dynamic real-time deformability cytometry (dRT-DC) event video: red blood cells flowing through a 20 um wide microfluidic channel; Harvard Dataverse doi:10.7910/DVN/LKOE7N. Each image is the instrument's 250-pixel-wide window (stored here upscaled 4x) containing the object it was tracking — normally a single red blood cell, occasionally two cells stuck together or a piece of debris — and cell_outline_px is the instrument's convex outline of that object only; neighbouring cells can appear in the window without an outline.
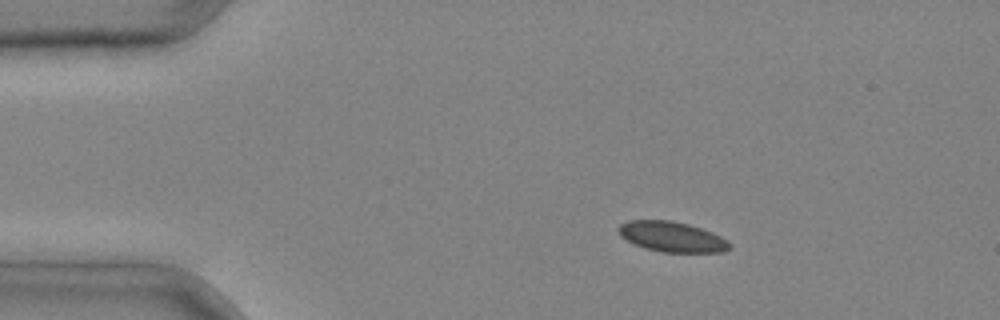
{"species": "common noctule bat (a hibernating species)", "species_latin": "Nyctalus noctula", "temperature_condition": "cold", "stored_images_in_passage": 2, "camera_frame_rate_fps": 3000, "um_per_image_px": 0.085, "animal": {"sex": "male", "body_mass_g": 20.4}, "frame": {"image": 1, "passage_image": 1, "time_ms": 0.0, "image_size_px": [1000, 320], "cell_outline_px": [[732, 248], [724, 252], [664, 252], [644, 248], [620, 236], [616, 228], [620, 224], [628, 220], [672, 220], [688, 224], [712, 232], [728, 240], [732, 244]], "centroid_in_image_um": [57.13, 20.12], "position_along_channel_um": 27.9, "area_um2": 19.71}}